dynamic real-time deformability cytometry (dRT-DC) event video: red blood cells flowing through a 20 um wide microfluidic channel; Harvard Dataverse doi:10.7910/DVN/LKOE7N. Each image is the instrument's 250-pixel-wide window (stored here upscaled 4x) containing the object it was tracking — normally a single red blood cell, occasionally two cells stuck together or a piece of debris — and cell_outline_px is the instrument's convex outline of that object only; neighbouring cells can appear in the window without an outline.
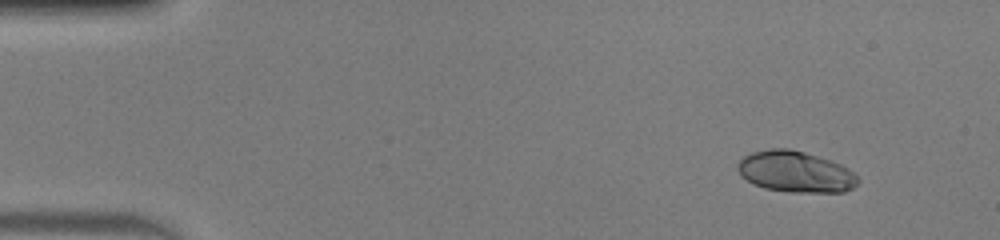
{"species": "human", "species_latin": "Homo sapiens", "temperature_condition": "warm", "stored_images_in_passage": 46, "camera_frame_rate_fps": 3000, "um_per_image_px": 0.085, "donor": {"sex": "male"}, "frame": {"image": 1, "passage_image": 1, "time_ms": 0.0, "image_size_px": [1000, 240], "cell_outline_px": [[860, 180], [852, 188], [844, 192], [792, 192], [764, 188], [752, 184], [740, 176], [736, 168], [736, 164], [744, 156], [752, 152], [768, 148], [788, 148], [804, 152], [832, 160], [848, 168]], "centroid_in_image_um": [67.57, 14.59], "position_along_channel_um": 17.4, "area_um2": 29.07}}
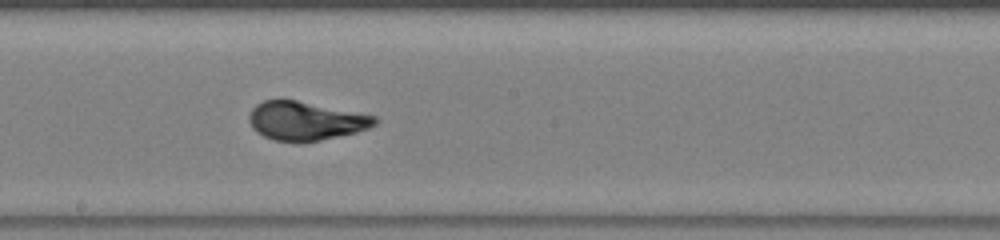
{"frame": {"image": 2, "passage_image": 24, "time_ms": 7.667, "image_size_px": [1000, 240], "cell_outline_px": [[380, 120], [376, 124], [368, 128], [356, 132], [320, 140], [300, 144], [272, 140], [256, 132], [252, 128], [248, 120], [248, 116], [252, 108], [256, 104], [264, 100], [296, 100], [376, 116]], "centroid_in_image_um": [25.94, 10.3], "position_along_channel_um": 222.3, "area_um2": 28.61}}
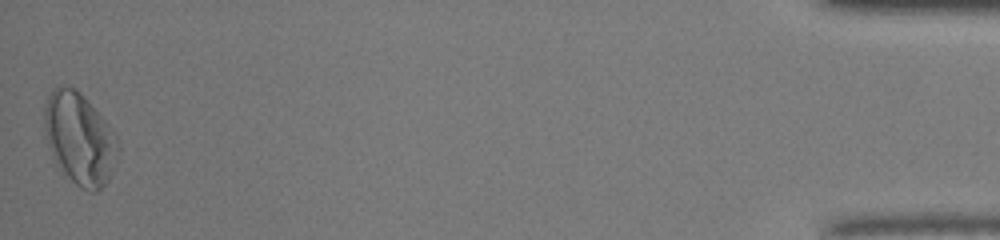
{"frame": {"image": 3, "passage_image": 46, "time_ms": 15.0, "image_size_px": [1000, 240], "cell_outline_px": [[120, 156], [108, 180], [96, 192], [88, 192], [80, 188], [64, 172], [52, 152], [48, 144], [44, 128], [44, 108], [48, 96], [52, 88], [72, 88], [80, 92], [84, 96], [116, 132], [120, 144]], "centroid_in_image_um": [6.83, 11.8], "position_along_channel_um": 428.4, "area_um2": 39.25}, "authors_computed_cell_mechanics": {"area_um2": 29.0445, "velocity_mm_per_s": 4.0784, "shape_relaxation_time_tau1_ms": 3.788, "shape_relaxation_time_tau2_ms": 0.8838, "deformation_change_tau1": 0.1868, "deformation_change_tau2": 0.041}}